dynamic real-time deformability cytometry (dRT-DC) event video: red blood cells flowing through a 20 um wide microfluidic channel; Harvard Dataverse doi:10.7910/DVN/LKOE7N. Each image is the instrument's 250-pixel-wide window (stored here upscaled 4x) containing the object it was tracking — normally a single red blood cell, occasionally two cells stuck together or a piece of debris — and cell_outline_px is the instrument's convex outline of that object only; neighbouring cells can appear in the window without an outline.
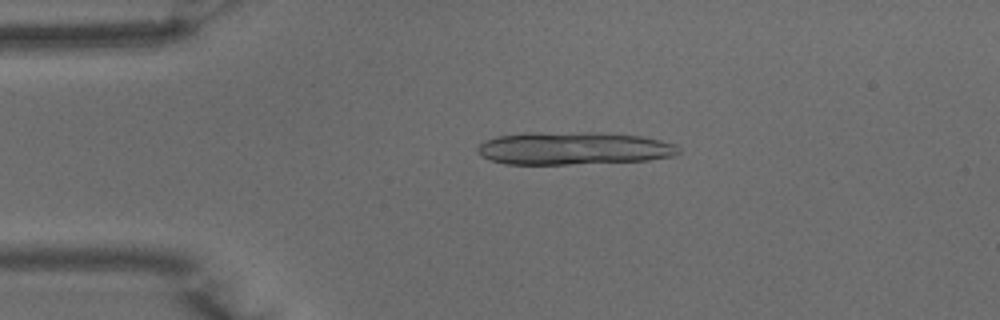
{"species": "common noctule bat (a hibernating species)", "species_latin": "Nyctalus noctula", "temperature_condition": "warm", "stored_images_in_passage": 16, "camera_frame_rate_fps": 3000, "um_per_image_px": 0.085, "animal": {"sex": "male", "body_mass_g": 15.6}, "frame": {"image": 1, "passage_image": 10, "time_ms": 3.0, "image_size_px": [1000, 320], "cell_outline_px": [[680, 152], [672, 156], [648, 160], [568, 164], [504, 164], [488, 160], [480, 156], [476, 152], [476, 148], [484, 140], [496, 136], [524, 132], [592, 132], [640, 136], [660, 140], [676, 144], [680, 148]], "centroid_in_image_um": [48.67, 12.6], "position_along_channel_um": 36.3, "area_um2": 38.78}}